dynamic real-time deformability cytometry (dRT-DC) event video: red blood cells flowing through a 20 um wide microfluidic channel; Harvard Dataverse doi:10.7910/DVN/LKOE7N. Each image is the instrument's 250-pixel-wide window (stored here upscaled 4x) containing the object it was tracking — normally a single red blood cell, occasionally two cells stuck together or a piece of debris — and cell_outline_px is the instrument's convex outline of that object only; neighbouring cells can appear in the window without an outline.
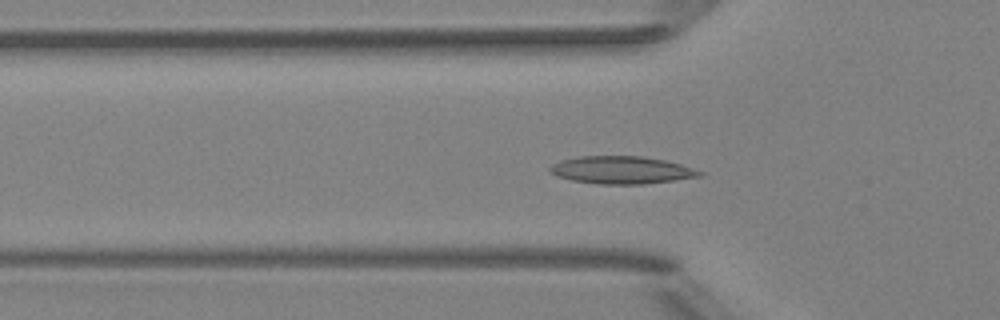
{"species": "Egyptian fruit bat (a non-hibernating species)", "species_latin": "Rousettus aegyptiacus", "temperature_condition": "room temperature", "stored_images_in_passage": 51, "segment_of_instrument_passage": [1, 2], "camera_frame_rate_fps": 3000, "um_per_image_px": 0.085, "animal": {"sex": "female"}, "frame": {"image": 1, "passage_image": 16, "time_ms": 5.0, "image_size_px": [1000, 320], "cell_outline_px": [[704, 176], [676, 180], [644, 184], [600, 184], [572, 180], [556, 176], [548, 172], [548, 168], [552, 164], [560, 160], [580, 156], [644, 156], [664, 160], [680, 164], [704, 172]], "centroid_in_image_um": [52.82, 14.45], "position_along_channel_um": 73.0, "area_um2": 24.22}}
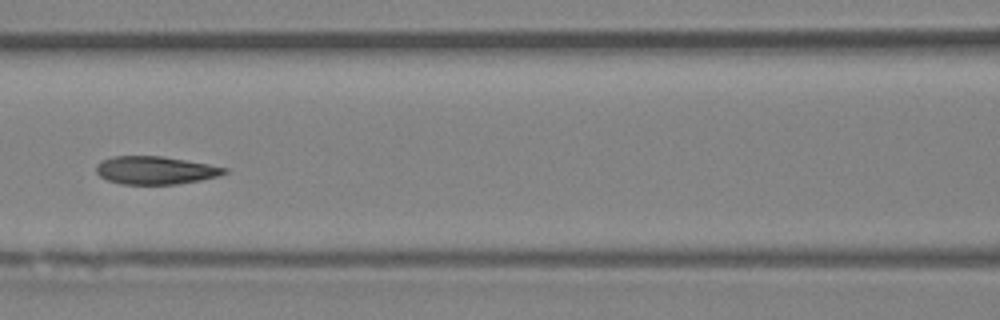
{"frame": {"image": 2, "passage_image": 22, "time_ms": 7.0, "image_size_px": [1000, 320], "cell_outline_px": [[228, 172], [216, 176], [200, 180], [176, 184], [120, 184], [108, 180], [100, 176], [96, 172], [96, 164], [100, 160], [112, 156], [160, 156], [208, 164], [228, 168]], "centroid_in_image_um": [13.16, 14.47], "position_along_channel_um": 153.4, "area_um2": 20.81}}
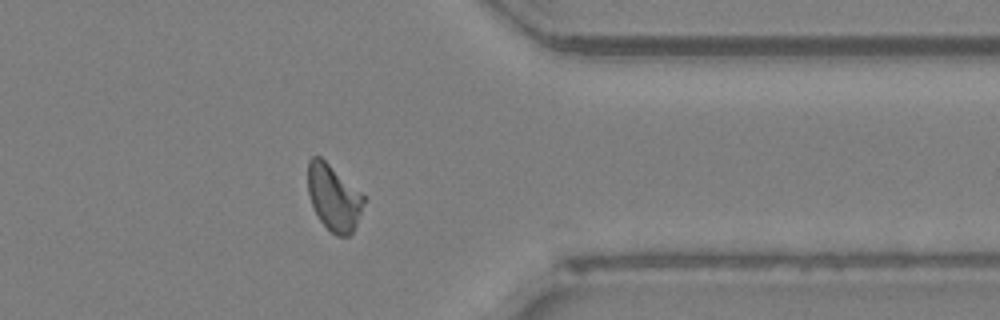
{"frame": {"image": 3, "passage_image": 40, "time_ms": 13.0, "image_size_px": [1000, 320], "cell_outline_px": [[364, 204], [356, 224], [352, 232], [348, 236], [336, 236], [320, 220], [312, 204], [308, 192], [308, 160], [312, 156], [320, 156], [364, 196]], "centroid_in_image_um": [28.35, 16.79], "position_along_channel_um": 383.1, "area_um2": 20.98}}